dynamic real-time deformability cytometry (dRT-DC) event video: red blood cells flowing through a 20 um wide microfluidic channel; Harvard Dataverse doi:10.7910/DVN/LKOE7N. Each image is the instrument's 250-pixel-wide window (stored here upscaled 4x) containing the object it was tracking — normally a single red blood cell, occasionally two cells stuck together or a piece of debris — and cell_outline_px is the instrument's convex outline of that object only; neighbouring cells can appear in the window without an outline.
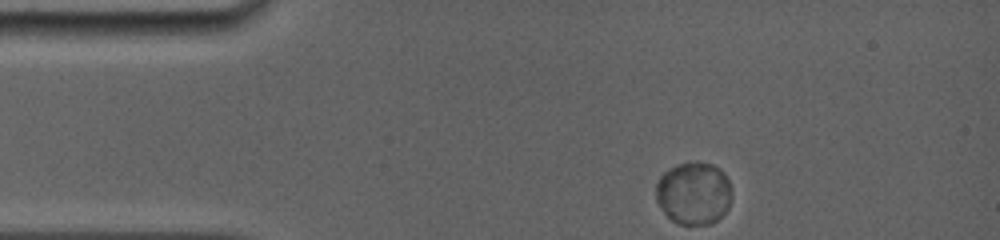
{"species": "common noctule bat (a hibernating species)", "species_latin": "Nyctalus noctula", "temperature_condition": "room temperature", "stored_images_in_passage": 13, "camera_frame_rate_fps": 5000, "um_per_image_px": 0.085, "animal": {"sex": "female", "body_mass_g": 19.0, "forearm_length_mm": 56.7}, "frame": {"image": 1, "passage_image": 1, "time_ms": 0.0, "image_size_px": [1000, 240], "cell_outline_px": [[732, 188], [728, 208], [712, 224], [680, 224], [672, 220], [664, 212], [656, 200], [656, 184], [660, 176], [664, 172], [676, 164], [696, 160], [712, 164], [720, 168], [724, 172]], "centroid_in_image_um": [58.97, 16.39], "position_along_channel_um": 26.0, "area_um2": 27.86}}